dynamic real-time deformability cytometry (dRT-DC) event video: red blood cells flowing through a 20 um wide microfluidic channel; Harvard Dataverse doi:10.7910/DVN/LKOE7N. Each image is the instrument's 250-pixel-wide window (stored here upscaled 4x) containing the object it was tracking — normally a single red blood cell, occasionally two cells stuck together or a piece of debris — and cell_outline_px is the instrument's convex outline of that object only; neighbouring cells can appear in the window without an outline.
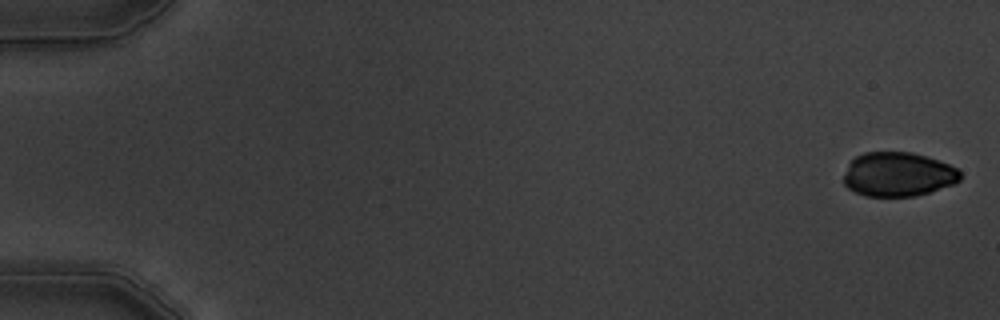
{"species": "common noctule bat (a hibernating species)", "species_latin": "Nyctalus noctula", "temperature_condition": "warm", "stored_images_in_passage": 5, "camera_frame_rate_fps": 3000, "um_per_image_px": 0.085, "animal": {"sex": "male", "body_mass_g": 19.5, "forearm_length_mm": 54.6}, "frame": {"image": 1, "passage_image": 1, "time_ms": 0.0, "image_size_px": [1000, 320], "cell_outline_px": [[960, 180], [952, 184], [916, 196], [864, 196], [848, 188], [844, 184], [844, 176], [848, 164], [856, 156], [864, 152], [912, 152], [948, 164], [956, 168], [960, 172]], "centroid_in_image_um": [76.3, 14.82], "position_along_channel_um": 8.7, "area_um2": 29.77}}